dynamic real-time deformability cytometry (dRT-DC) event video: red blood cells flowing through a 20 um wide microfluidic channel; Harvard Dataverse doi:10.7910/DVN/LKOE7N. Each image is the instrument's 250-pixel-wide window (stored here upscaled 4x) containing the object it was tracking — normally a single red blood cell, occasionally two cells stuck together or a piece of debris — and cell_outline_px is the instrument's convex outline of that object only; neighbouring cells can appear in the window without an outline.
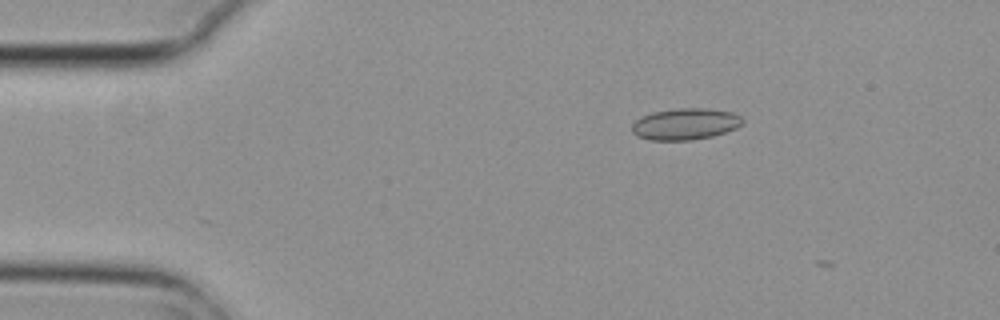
{"species": "common noctule bat (a hibernating species)", "species_latin": "Nyctalus noctula", "temperature_condition": "cold", "stored_images_in_passage": 7, "camera_frame_rate_fps": 3000, "um_per_image_px": 0.085, "animal": {"sex": "female", "body_mass_g": 29.2, "forearm_length_mm": 56.3}, "frame": {"image": 1, "passage_image": 1, "time_ms": 0.0, "image_size_px": [1000, 320], "cell_outline_px": [[744, 120], [736, 128], [712, 136], [692, 140], [648, 140], [636, 136], [632, 132], [632, 124], [636, 120], [652, 112], [680, 108], [708, 108], [732, 112], [740, 116]], "centroid_in_image_um": [58.23, 10.54], "position_along_channel_um": 26.8, "area_um2": 20.23}}
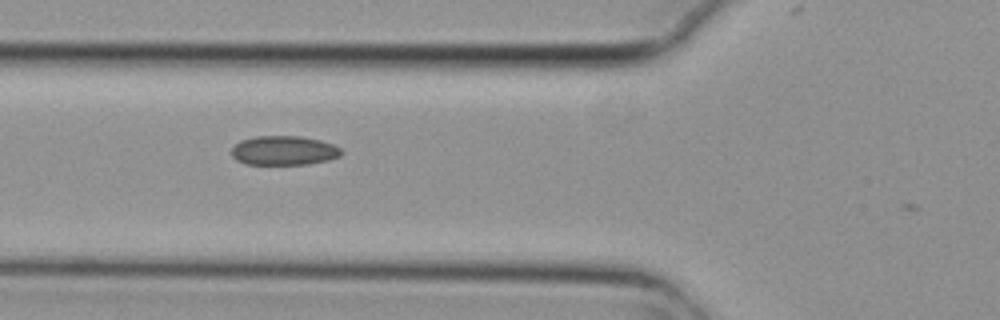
{"frame": {"image": 2, "passage_image": 4, "time_ms": 1.0, "image_size_px": [1000, 320], "cell_outline_px": [[344, 152], [340, 156], [328, 160], [308, 164], [244, 164], [236, 160], [232, 156], [232, 148], [240, 140], [256, 136], [300, 136], [320, 140], [332, 144], [340, 148]], "centroid_in_image_um": [24.13, 12.79], "position_along_channel_um": 101.7, "area_um2": 18.79}}
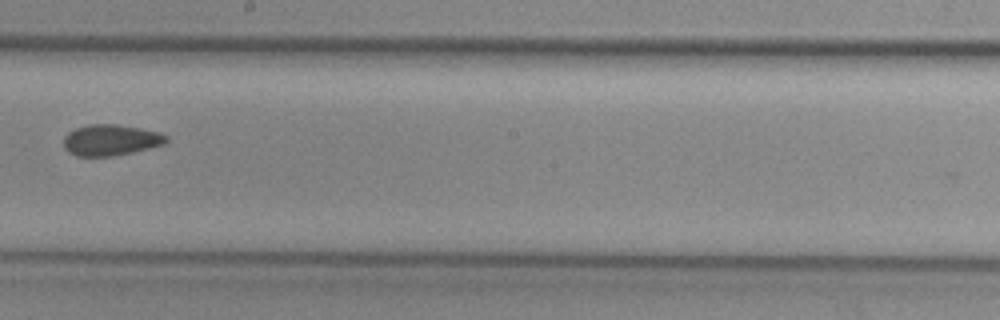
{"frame": {"image": 3, "passage_image": 7, "time_ms": 2.0, "image_size_px": [1000, 320], "cell_outline_px": [[168, 140], [164, 144], [132, 152], [112, 156], [76, 156], [68, 152], [64, 148], [64, 136], [68, 132], [76, 128], [88, 124], [116, 124], [140, 128], [160, 132], [168, 136]], "centroid_in_image_um": [9.4, 11.9], "position_along_channel_um": 238.8, "area_um2": 18.61}}